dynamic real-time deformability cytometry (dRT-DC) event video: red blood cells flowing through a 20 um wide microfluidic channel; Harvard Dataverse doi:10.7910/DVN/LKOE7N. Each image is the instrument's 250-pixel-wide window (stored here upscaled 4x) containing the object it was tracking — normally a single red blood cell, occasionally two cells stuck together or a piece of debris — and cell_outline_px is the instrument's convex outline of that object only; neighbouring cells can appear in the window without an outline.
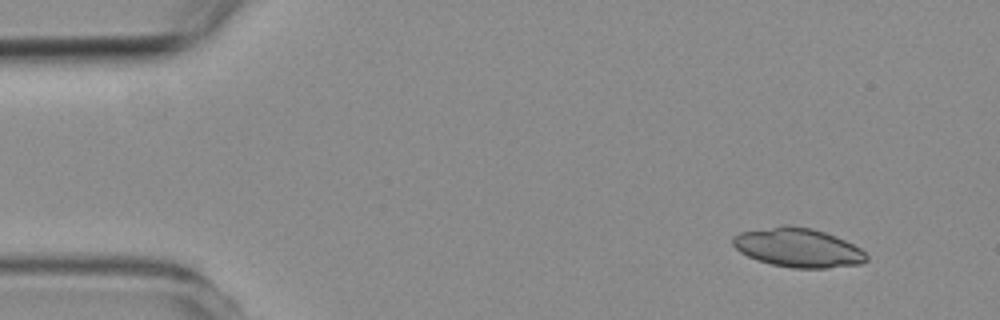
{"species": "common noctule bat (a hibernating species)", "species_latin": "Nyctalus noctula", "temperature_condition": "room temperature", "stored_images_in_passage": 3, "camera_frame_rate_fps": 3000, "um_per_image_px": 0.085, "animal": {"sex": "female", "body_mass_g": 19.3, "forearm_length_mm": 54.1}, "frame": {"image": 1, "passage_image": 1, "time_ms": 0.0, "image_size_px": [1000, 320], "cell_outline_px": [[868, 260], [860, 264], [828, 268], [792, 268], [772, 264], [756, 260], [740, 252], [732, 244], [732, 236], [740, 232], [784, 224], [788, 224], [812, 228], [836, 236], [860, 248], [868, 256]], "centroid_in_image_um": [67.82, 21.04], "position_along_channel_um": 17.2, "area_um2": 30.58}}